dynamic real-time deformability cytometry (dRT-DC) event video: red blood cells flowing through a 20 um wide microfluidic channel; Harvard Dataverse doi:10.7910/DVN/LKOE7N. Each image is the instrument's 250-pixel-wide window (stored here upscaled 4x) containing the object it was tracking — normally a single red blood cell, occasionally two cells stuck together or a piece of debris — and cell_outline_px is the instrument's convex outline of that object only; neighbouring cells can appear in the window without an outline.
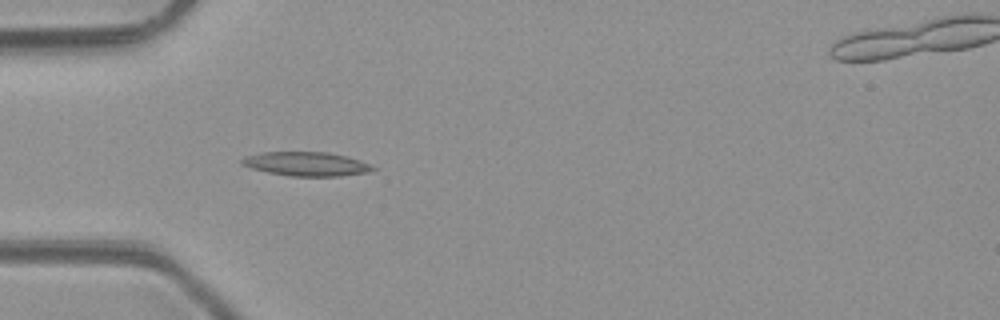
{"species": "common noctule bat (a hibernating species)", "species_latin": "Nyctalus noctula", "temperature_condition": "room temperature", "stored_images_in_passage": 6, "camera_frame_rate_fps": 3000, "um_per_image_px": 0.085, "animal": {"sex": "male", "body_mass_g": 23.1, "forearm_length_mm": 52.7}, "frame": {"image": 1, "passage_image": 5, "time_ms": 4.667, "image_size_px": [1000, 320], "cell_outline_px": [[376, 168], [368, 172], [340, 176], [288, 176], [268, 172], [252, 168], [240, 164], [240, 160], [248, 156], [264, 152], [328, 152], [348, 156], [372, 164]], "centroid_in_image_um": [26.08, 13.93], "position_along_channel_um": 58.9, "area_um2": 18.32}}